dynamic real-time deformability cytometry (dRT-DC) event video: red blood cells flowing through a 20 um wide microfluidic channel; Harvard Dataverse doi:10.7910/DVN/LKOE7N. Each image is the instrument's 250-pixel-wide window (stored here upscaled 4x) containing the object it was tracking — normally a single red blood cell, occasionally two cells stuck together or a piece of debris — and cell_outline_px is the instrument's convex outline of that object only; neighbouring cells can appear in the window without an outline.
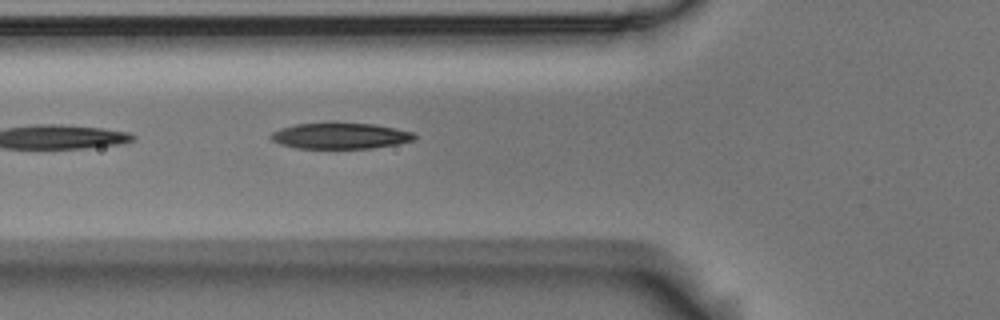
{"species": "Egyptian fruit bat (a non-hibernating species)", "species_latin": "Rousettus aegyptiacus", "temperature_condition": "room temperature", "stored_images_in_passage": 2, "camera_frame_rate_fps": 3000, "um_per_image_px": 0.085, "animal": {"sex": "male"}, "frame": {"image": 1, "passage_image": 2, "time_ms": 0.333, "image_size_px": [1000, 320], "cell_outline_px": [[416, 136], [412, 140], [396, 144], [372, 148], [296, 148], [280, 144], [272, 140], [268, 136], [272, 132], [296, 124], [328, 120], [332, 120], [376, 124], [412, 132]], "centroid_in_image_um": [28.88, 11.5], "position_along_channel_um": 96.9, "area_um2": 22.37}}